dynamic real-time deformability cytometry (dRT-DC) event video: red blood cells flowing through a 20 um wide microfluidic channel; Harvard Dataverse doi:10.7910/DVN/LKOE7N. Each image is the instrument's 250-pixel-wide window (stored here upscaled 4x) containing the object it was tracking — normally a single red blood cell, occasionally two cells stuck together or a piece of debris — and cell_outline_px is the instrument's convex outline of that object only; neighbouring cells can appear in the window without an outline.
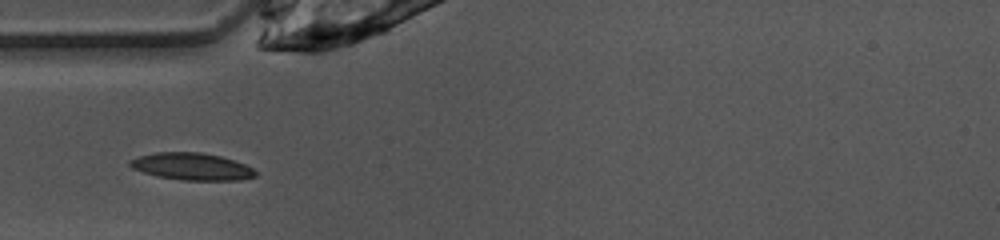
{"species": "common noctule bat (a hibernating species)", "species_latin": "Nyctalus noctula", "temperature_condition": "warm", "stored_images_in_passage": 27, "camera_frame_rate_fps": 3000, "um_per_image_px": 0.085, "animal": {"sex": "female", "body_mass_g": 10.0, "forearm_length_mm": 53.1}, "frame": {"image": 1, "passage_image": 1, "time_ms": 0.0, "image_size_px": [1000, 240], "cell_outline_px": [[256, 176], [240, 180], [184, 180], [156, 176], [132, 168], [128, 164], [128, 160], [140, 156], [156, 152], [200, 152], [220, 156], [244, 164], [252, 168], [256, 172]], "centroid_in_image_um": [16.28, 14.15], "position_along_channel_um": 68.7, "area_um2": 19.71}}
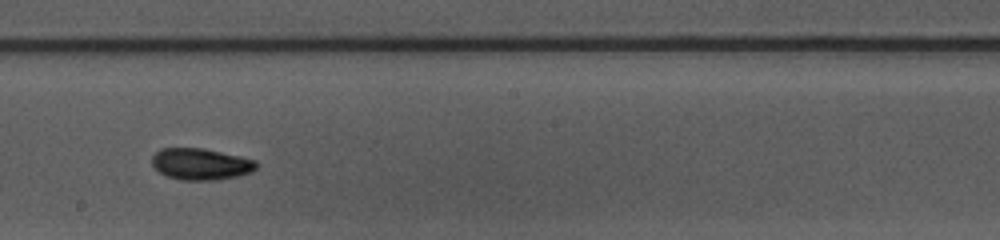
{"frame": {"image": 2, "passage_image": 13, "time_ms": 4.0, "image_size_px": [1000, 240], "cell_outline_px": [[256, 168], [252, 172], [240, 176], [216, 180], [184, 180], [168, 176], [160, 172], [152, 164], [152, 156], [160, 148], [204, 148], [240, 156], [256, 160]], "centroid_in_image_um": [17.09, 13.94], "position_along_channel_um": 231.1, "area_um2": 19.19}}
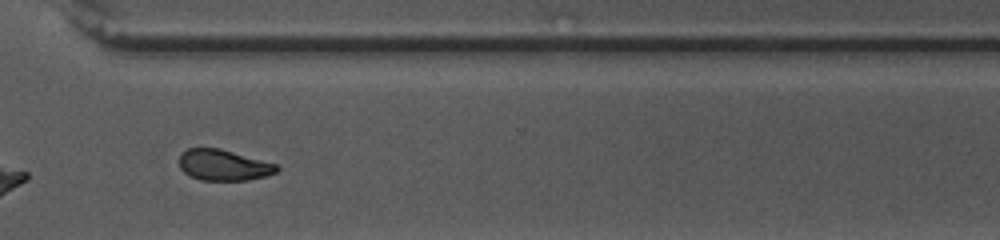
{"frame": {"image": 3, "passage_image": 22, "time_ms": 7.0, "image_size_px": [1000, 240], "cell_outline_px": [[280, 168], [276, 172], [264, 176], [248, 180], [200, 180], [184, 172], [180, 168], [180, 152], [188, 148], [220, 148], [276, 164]], "centroid_in_image_um": [18.98, 14.02], "position_along_channel_um": 351.6, "area_um2": 17.46}}